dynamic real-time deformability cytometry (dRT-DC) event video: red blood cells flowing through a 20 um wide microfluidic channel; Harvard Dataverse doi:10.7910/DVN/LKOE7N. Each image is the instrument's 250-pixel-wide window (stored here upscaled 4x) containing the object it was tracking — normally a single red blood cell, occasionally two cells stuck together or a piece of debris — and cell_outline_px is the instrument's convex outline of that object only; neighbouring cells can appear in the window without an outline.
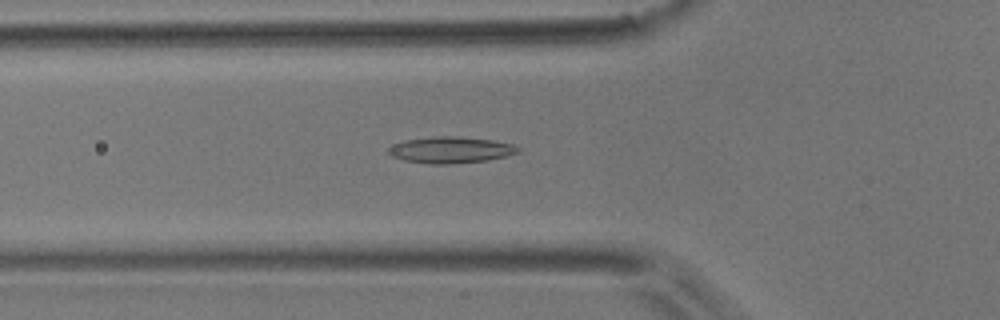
{"species": "common noctule bat (a hibernating species)", "species_latin": "Nyctalus noctula", "temperature_condition": "room temperature", "stored_images_in_passage": 33, "segment_of_instrument_passage": [1, 2], "camera_frame_rate_fps": 3000, "um_per_image_px": 0.085, "animal": {"sex": "male", "body_mass_g": 17.9}, "frame": {"image": 1, "passage_image": 13, "time_ms": 4.0, "image_size_px": [1000, 320], "cell_outline_px": [[520, 152], [488, 160], [448, 164], [428, 164], [404, 160], [388, 156], [388, 148], [404, 140], [436, 136], [460, 136], [492, 140], [512, 144], [520, 148]], "centroid_in_image_um": [38.28, 12.74], "position_along_channel_um": 87.5, "area_um2": 19.94}}
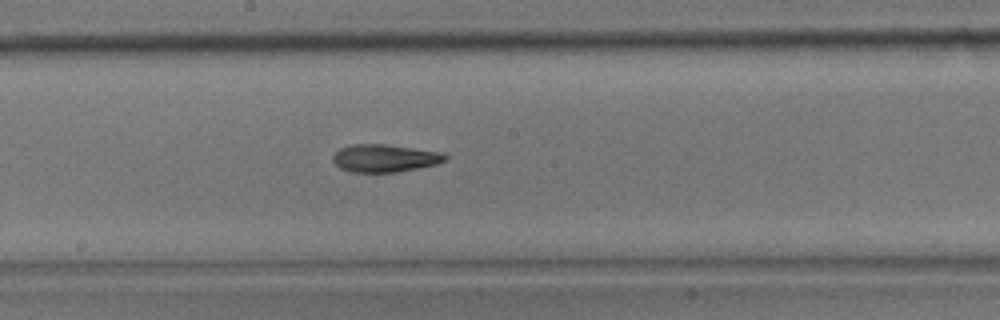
{"frame": {"image": 2, "passage_image": 23, "time_ms": 7.333, "image_size_px": [1000, 320], "cell_outline_px": [[448, 156], [444, 160], [436, 164], [420, 168], [396, 172], [352, 172], [340, 168], [332, 160], [332, 156], [340, 148], [352, 144], [384, 144], [440, 152]], "centroid_in_image_um": [32.67, 13.45], "position_along_channel_um": 215.5, "area_um2": 17.98}}
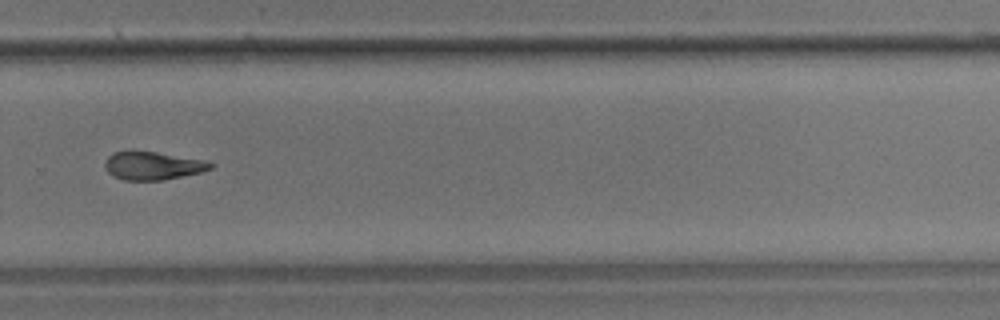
{"frame": {"image": 3, "passage_image": 31, "time_ms": 10.0, "image_size_px": [1000, 320], "cell_outline_px": [[216, 164], [212, 168], [200, 172], [164, 180], [124, 180], [112, 176], [108, 172], [104, 164], [104, 160], [112, 152], [156, 152], [204, 160]], "centroid_in_image_um": [12.97, 14.09], "position_along_channel_um": 316.8, "area_um2": 17.17}}